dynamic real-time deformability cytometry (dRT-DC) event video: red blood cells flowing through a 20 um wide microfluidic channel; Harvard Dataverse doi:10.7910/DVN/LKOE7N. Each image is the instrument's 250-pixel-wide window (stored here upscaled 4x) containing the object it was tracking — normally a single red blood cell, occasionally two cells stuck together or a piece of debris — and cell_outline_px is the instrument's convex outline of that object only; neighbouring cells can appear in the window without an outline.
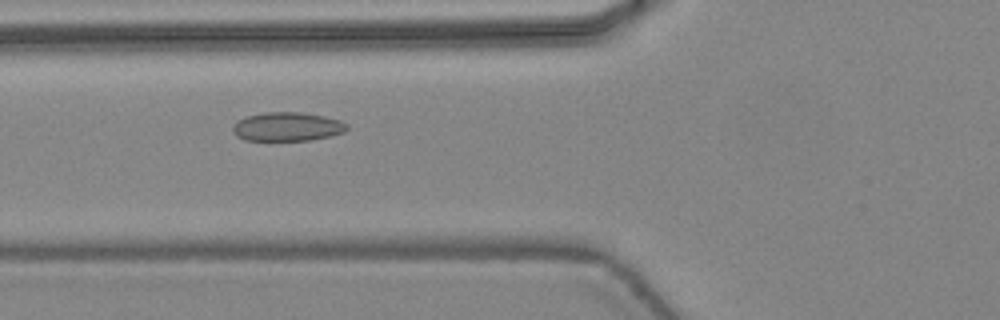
{"species": "common noctule bat (a hibernating species)", "species_latin": "Nyctalus noctula", "temperature_condition": "warm", "stored_images_in_passage": 37, "camera_frame_rate_fps": 3000, "um_per_image_px": 0.085, "animal": {"sex": "female", "body_mass_g": 24.6, "forearm_length_mm": 56.2}, "frame": {"image": 1, "passage_image": 10, "time_ms": 3.0, "image_size_px": [1000, 320], "cell_outline_px": [[348, 128], [344, 132], [312, 140], [244, 140], [236, 136], [232, 132], [232, 124], [236, 120], [248, 116], [264, 112], [300, 112], [324, 116], [340, 120], [348, 124]], "centroid_in_image_um": [24.38, 10.76], "position_along_channel_um": 101.4, "area_um2": 19.31}}
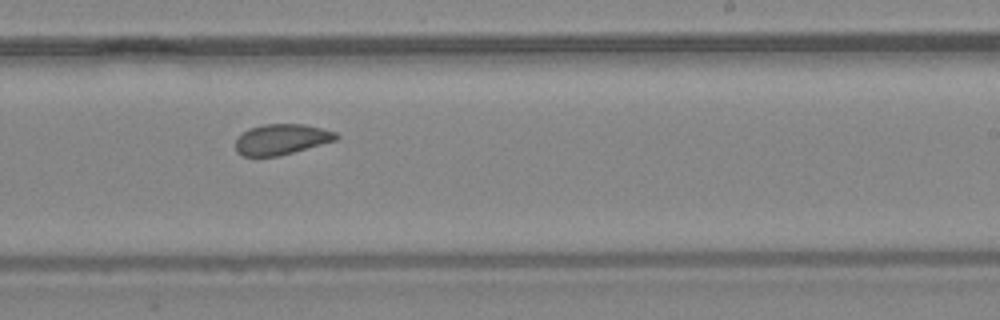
{"frame": {"image": 2, "passage_image": 21, "time_ms": 6.667, "image_size_px": [1000, 320], "cell_outline_px": [[340, 136], [336, 140], [280, 156], [240, 156], [236, 152], [236, 140], [244, 132], [252, 128], [264, 124], [304, 124], [336, 132]], "centroid_in_image_um": [23.94, 11.85], "position_along_channel_um": 265.1, "area_um2": 17.8}}
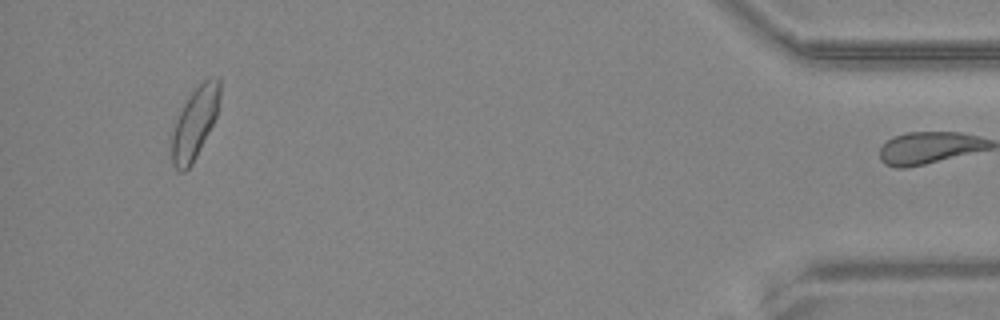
{"frame": {"image": 3, "passage_image": 36, "time_ms": 11.667, "image_size_px": [1000, 320], "cell_outline_px": [[220, 96], [216, 116], [192, 164], [184, 172], [180, 172], [172, 164], [168, 140], [168, 132], [188, 96], [208, 76], [220, 76]], "centroid_in_image_um": [16.48, 10.46], "position_along_channel_um": 418.7, "area_um2": 20.63}, "authors_computed_cell_mechanics": {"area_um2": 18.8428, "velocity_mm_per_s": 4.4477, "shape_relaxation_time_tau1_ms": 8.7941, "shape_relaxation_time_tau2_ms": 1.5279, "deformation_change_tau1": 0.1421, "deformation_change_tau2": 0.0595}}